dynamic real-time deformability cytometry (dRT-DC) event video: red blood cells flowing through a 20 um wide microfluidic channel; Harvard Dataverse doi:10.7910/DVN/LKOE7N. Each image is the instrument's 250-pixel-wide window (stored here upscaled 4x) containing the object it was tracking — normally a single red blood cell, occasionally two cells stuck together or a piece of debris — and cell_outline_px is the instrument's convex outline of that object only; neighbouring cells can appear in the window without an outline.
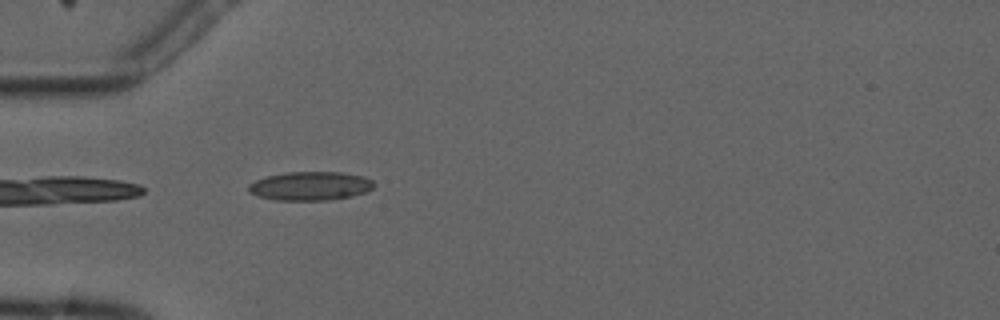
{"species": "common noctule bat (a hibernating species)", "species_latin": "Nyctalus noctula", "temperature_condition": "cold", "stored_images_in_passage": 4, "camera_frame_rate_fps": 3000, "um_per_image_px": 0.085, "animal": {"sex": "male", "forearm_length_mm": 52.5}, "frame": {"image": 1, "passage_image": 4, "time_ms": 5.333, "image_size_px": [1000, 320], "cell_outline_px": [[376, 184], [368, 192], [352, 196], [328, 200], [276, 200], [260, 196], [248, 192], [248, 184], [256, 180], [268, 176], [288, 172], [340, 172], [364, 176], [372, 180]], "centroid_in_image_um": [26.41, 15.81], "position_along_channel_um": 58.6, "area_um2": 21.04}}